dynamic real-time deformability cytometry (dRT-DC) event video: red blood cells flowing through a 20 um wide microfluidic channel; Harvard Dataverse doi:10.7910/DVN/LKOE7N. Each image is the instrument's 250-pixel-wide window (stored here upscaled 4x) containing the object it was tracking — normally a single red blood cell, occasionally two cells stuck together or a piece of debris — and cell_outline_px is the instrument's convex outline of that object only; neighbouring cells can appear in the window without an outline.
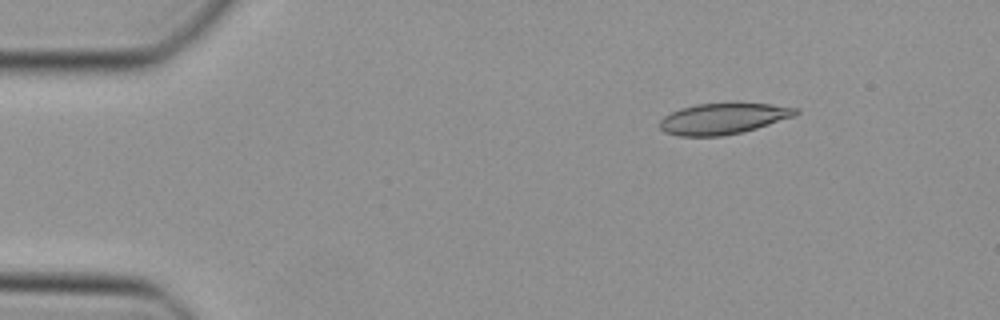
{"species": "Egyptian fruit bat (a non-hibernating species)", "species_latin": "Rousettus aegyptiacus", "temperature_condition": "cold", "stored_images_in_passage": 13, "camera_frame_rate_fps": 3000, "um_per_image_px": 0.085, "animal": {"sex": "female"}, "frame": {"image": 1, "passage_image": 7, "time_ms": 2.0, "image_size_px": [1000, 320], "cell_outline_px": [[800, 112], [792, 116], [744, 132], [720, 136], [680, 136], [664, 132], [660, 128], [660, 120], [664, 116], [680, 108], [696, 104], [728, 100], [736, 100], [772, 104], [800, 108]], "centroid_in_image_um": [61.49, 10.02], "position_along_channel_um": 23.5, "area_um2": 25.43}}